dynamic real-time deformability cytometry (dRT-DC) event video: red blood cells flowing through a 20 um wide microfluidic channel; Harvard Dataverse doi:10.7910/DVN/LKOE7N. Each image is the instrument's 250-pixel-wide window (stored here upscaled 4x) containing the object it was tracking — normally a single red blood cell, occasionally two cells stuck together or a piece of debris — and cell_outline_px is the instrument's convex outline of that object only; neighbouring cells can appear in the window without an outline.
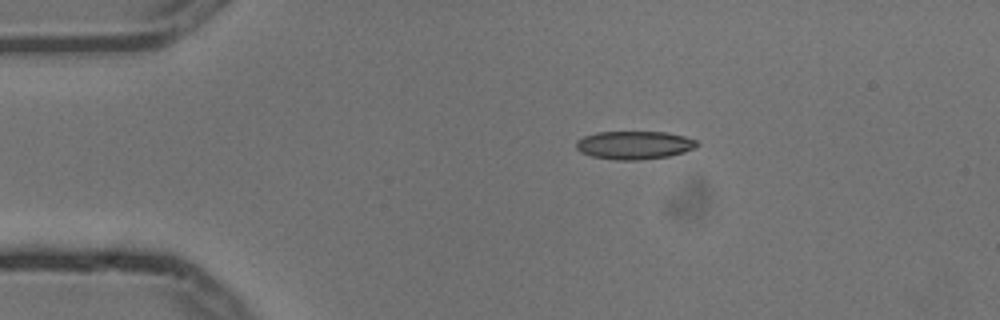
{"species": "common noctule bat (a hibernating species)", "species_latin": "Nyctalus noctula", "temperature_condition": "cold", "stored_images_in_passage": 6, "camera_frame_rate_fps": 3000, "um_per_image_px": 0.085, "animal": {"sex": "male", "body_mass_g": 13.3}, "frame": {"image": 1, "passage_image": 1, "time_ms": 0.0, "image_size_px": [1000, 320], "cell_outline_px": [[700, 144], [696, 148], [684, 152], [668, 156], [640, 160], [616, 160], [592, 156], [580, 152], [576, 148], [576, 140], [584, 136], [596, 132], [664, 132], [684, 136], [696, 140]], "centroid_in_image_um": [53.91, 12.33], "position_along_channel_um": 31.1, "area_um2": 19.94}}
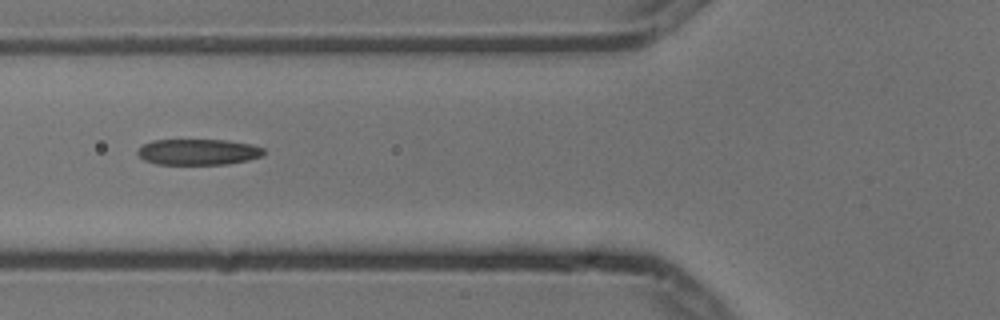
{"frame": {"image": 2, "passage_image": 4, "time_ms": 1.0, "image_size_px": [1000, 320], "cell_outline_px": [[268, 152], [264, 156], [248, 160], [228, 164], [156, 164], [144, 160], [136, 152], [144, 144], [152, 140], [224, 140], [252, 144], [264, 148]], "centroid_in_image_um": [16.91, 12.92], "position_along_channel_um": 108.9, "area_um2": 19.19}}
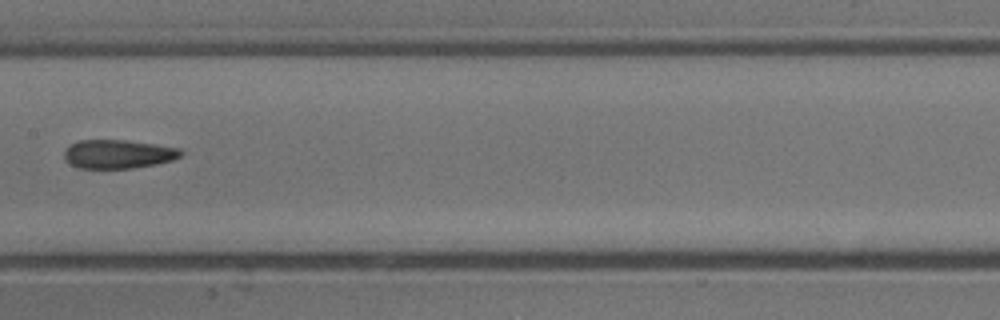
{"frame": {"image": 3, "passage_image": 6, "time_ms": 1.667, "image_size_px": [1000, 320], "cell_outline_px": [[184, 152], [180, 156], [172, 160], [156, 164], [132, 168], [80, 168], [64, 160], [64, 152], [68, 144], [80, 140], [124, 140], [156, 144], [180, 148]], "centroid_in_image_um": [10.03, 13.09], "position_along_channel_um": 197.4, "area_um2": 19.59}}